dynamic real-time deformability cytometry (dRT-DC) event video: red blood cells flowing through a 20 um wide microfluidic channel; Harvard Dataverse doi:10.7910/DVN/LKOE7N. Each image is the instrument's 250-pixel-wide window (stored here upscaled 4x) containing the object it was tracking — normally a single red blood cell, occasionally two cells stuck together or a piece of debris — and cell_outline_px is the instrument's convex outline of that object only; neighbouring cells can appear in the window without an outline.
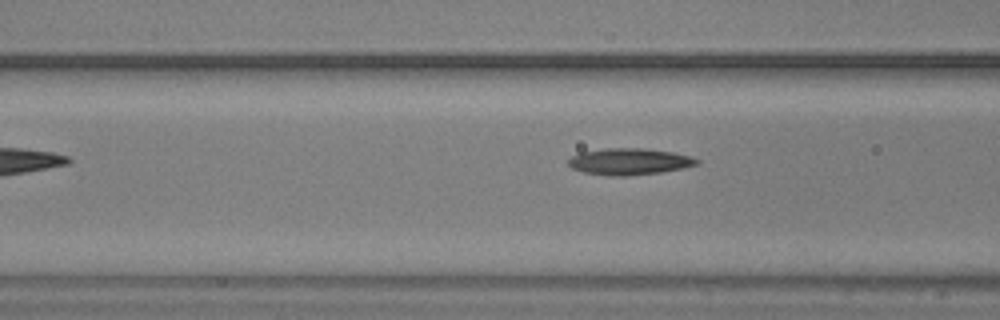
{"species": "common noctule bat (a hibernating species)", "species_latin": "Nyctalus noctula", "temperature_condition": "warm", "stored_images_in_passage": 8, "camera_frame_rate_fps": 3000, "um_per_image_px": 0.085, "animal": {"sex": "male", "body_mass_g": 20.5, "forearm_length_mm": 52.5}, "frame": {"image": 1, "passage_image": 6, "time_ms": 1.667, "image_size_px": [1000, 320], "cell_outline_px": [[700, 164], [660, 172], [628, 176], [608, 176], [584, 172], [572, 168], [568, 164], [568, 160], [572, 156], [580, 152], [608, 148], [644, 148], [672, 152], [688, 156], [700, 160]], "centroid_in_image_um": [53.47, 13.73], "position_along_channel_um": 113.1, "area_um2": 19.77}}